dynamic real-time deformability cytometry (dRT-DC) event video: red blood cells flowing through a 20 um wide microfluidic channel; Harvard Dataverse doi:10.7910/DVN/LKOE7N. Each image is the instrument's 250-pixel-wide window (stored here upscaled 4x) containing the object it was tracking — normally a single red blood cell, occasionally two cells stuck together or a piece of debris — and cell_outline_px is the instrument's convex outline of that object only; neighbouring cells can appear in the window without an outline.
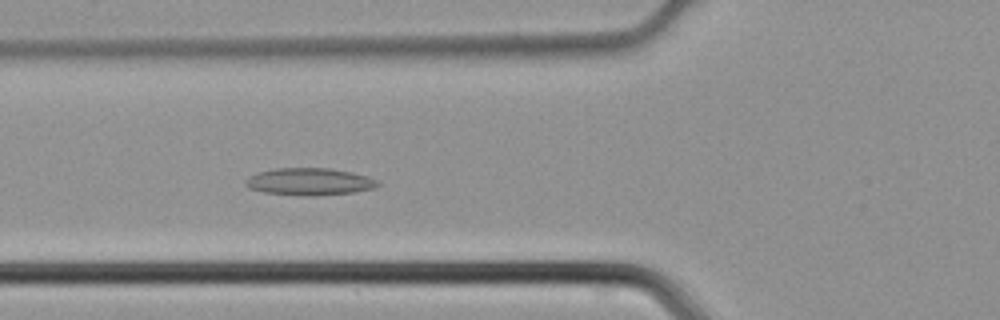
{"species": "common noctule bat (a hibernating species)", "species_latin": "Nyctalus noctula", "temperature_condition": "cold", "stored_images_in_passage": 46, "camera_frame_rate_fps": 3000, "um_per_image_px": 0.085, "animal": {"sex": "male", "body_mass_g": 21.5, "forearm_length_mm": 52.0}, "frame": {"image": 1, "passage_image": 17, "time_ms": 5.333, "image_size_px": [1000, 320], "cell_outline_px": [[380, 184], [376, 188], [352, 192], [316, 196], [300, 196], [264, 192], [248, 188], [244, 184], [244, 180], [248, 176], [256, 172], [276, 168], [328, 168], [352, 172], [368, 176], [376, 180]], "centroid_in_image_um": [26.26, 15.44], "position_along_channel_um": 99.5, "area_um2": 21.21}}
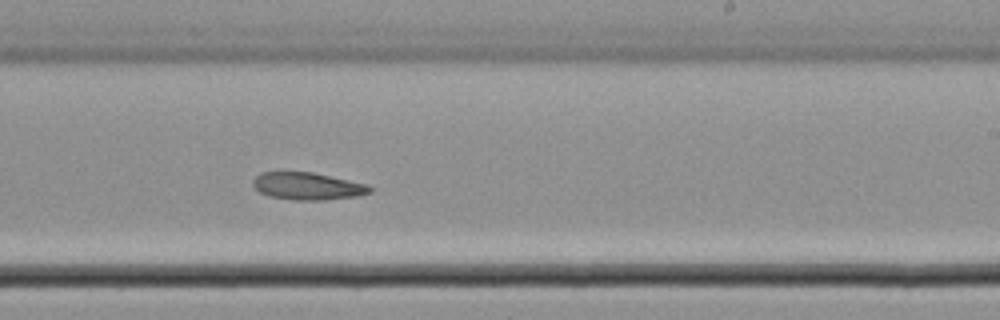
{"frame": {"image": 2, "passage_image": 28, "time_ms": 9.0, "image_size_px": [1000, 320], "cell_outline_px": [[372, 192], [356, 196], [324, 200], [292, 200], [268, 196], [260, 192], [252, 184], [252, 180], [260, 172], [312, 172], [368, 184], [372, 188]], "centroid_in_image_um": [26.14, 15.82], "position_along_channel_um": 262.9, "area_um2": 18.67}}
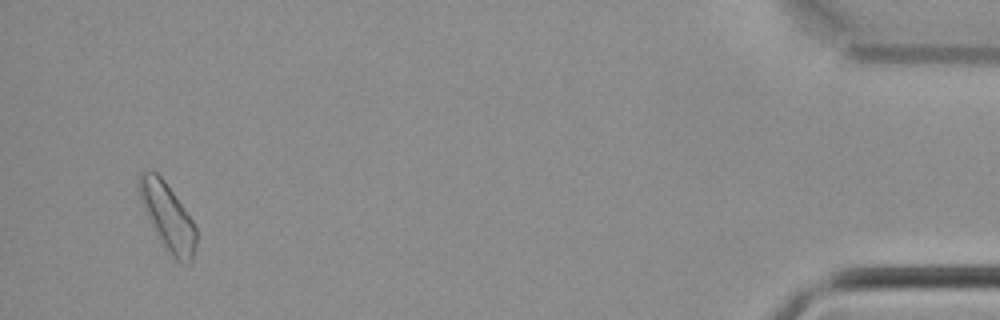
{"frame": {"image": 3, "passage_image": 44, "time_ms": 14.333, "image_size_px": [1000, 320], "cell_outline_px": [[196, 244], [192, 264], [180, 264], [168, 252], [144, 208], [140, 200], [136, 184], [136, 180], [140, 172], [156, 172], [164, 180], [184, 208], [192, 220], [196, 228]], "centroid_in_image_um": [14.26, 18.43], "position_along_channel_um": 420.9, "area_um2": 21.91}}